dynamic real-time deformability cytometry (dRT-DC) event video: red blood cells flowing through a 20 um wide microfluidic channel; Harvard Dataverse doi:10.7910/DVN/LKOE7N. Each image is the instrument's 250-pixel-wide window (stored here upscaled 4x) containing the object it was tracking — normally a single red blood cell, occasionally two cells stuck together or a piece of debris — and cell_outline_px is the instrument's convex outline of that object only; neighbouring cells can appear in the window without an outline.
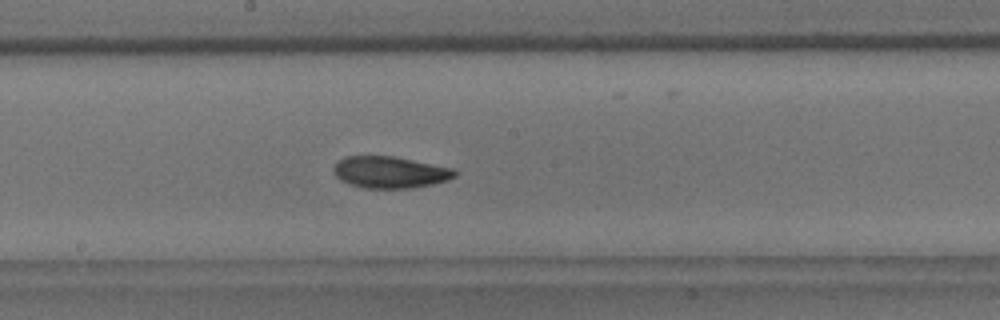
{"species": "common noctule bat (a hibernating species)", "species_latin": "Nyctalus noctula", "temperature_condition": "room temperature", "stored_images_in_passage": 48, "camera_frame_rate_fps": 3000, "um_per_image_px": 0.085, "animal": {"sex": "male", "body_mass_g": 18.8}, "frame": {"image": 1, "passage_image": 22, "time_ms": 7.0, "image_size_px": [1000, 320], "cell_outline_px": [[456, 176], [448, 180], [432, 184], [412, 188], [364, 188], [348, 184], [340, 180], [332, 172], [332, 168], [344, 156], [392, 156], [452, 168], [456, 172]], "centroid_in_image_um": [33.11, 14.65], "position_along_channel_um": 215.1, "area_um2": 22.31}}
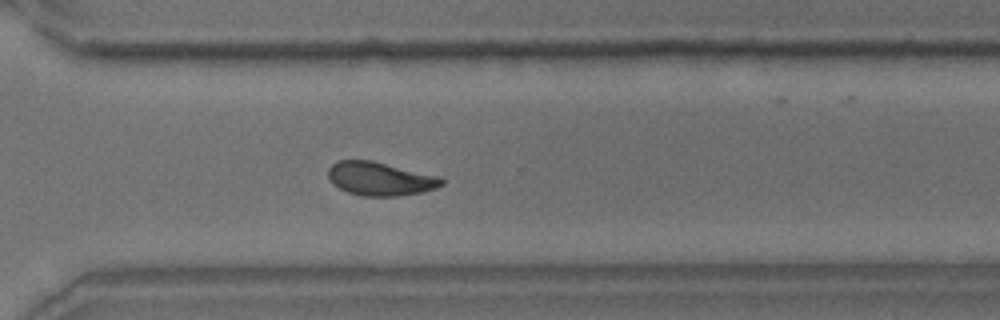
{"frame": {"image": 2, "passage_image": 32, "time_ms": 10.333, "image_size_px": [1000, 320], "cell_outline_px": [[444, 184], [436, 188], [424, 192], [400, 196], [364, 196], [348, 192], [332, 184], [328, 180], [328, 168], [336, 160], [372, 160], [440, 176], [444, 180]], "centroid_in_image_um": [32.32, 15.19], "position_along_channel_um": 338.3, "area_um2": 22.48}}
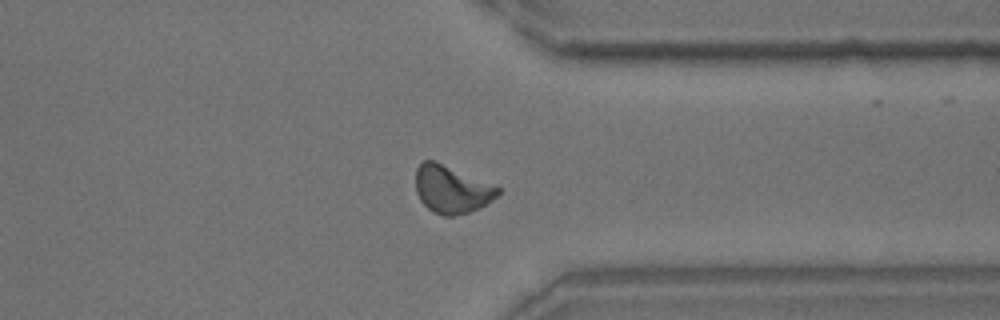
{"frame": {"image": 3, "passage_image": 35, "time_ms": 11.333, "image_size_px": [1000, 320], "cell_outline_px": [[500, 192], [492, 200], [480, 208], [468, 212], [452, 216], [444, 216], [432, 212], [420, 200], [416, 192], [416, 168], [424, 160], [432, 160], [500, 188]], "centroid_in_image_um": [38.35, 16.12], "position_along_channel_um": 373.0, "area_um2": 22.31}, "authors_computed_cell_mechanics": {"area_um2": 22.1085, "velocity_mm_per_s": 3.7001, "shape_relaxation_time_tau1_ms": 5.5774, "shape_relaxation_time_tau2_ms": 5.576, "deformation_change_tau1": 0.1551, "deformation_change_tau2": 0.099}}